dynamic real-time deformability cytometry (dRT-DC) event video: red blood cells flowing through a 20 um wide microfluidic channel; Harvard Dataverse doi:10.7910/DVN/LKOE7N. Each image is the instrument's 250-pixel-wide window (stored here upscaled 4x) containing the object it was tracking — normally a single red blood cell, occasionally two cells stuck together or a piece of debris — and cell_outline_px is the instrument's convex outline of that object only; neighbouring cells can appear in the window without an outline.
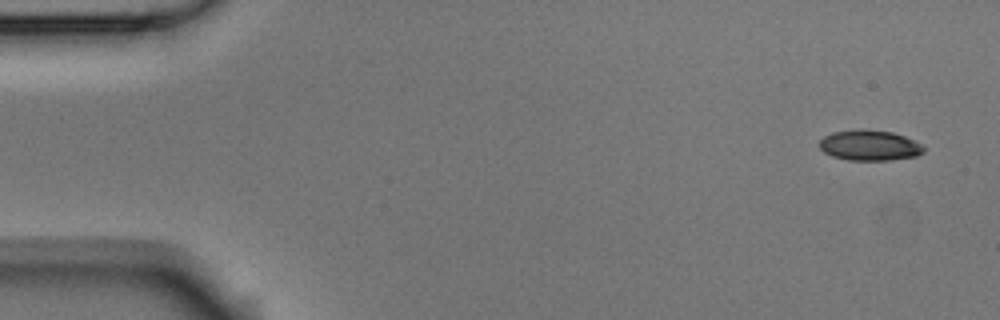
{"species": "Egyptian fruit bat (a non-hibernating species)", "species_latin": "Rousettus aegyptiacus", "temperature_condition": "room temperature", "stored_images_in_passage": 4, "camera_frame_rate_fps": 3000, "um_per_image_px": 0.085, "animal": {"sex": "male"}, "frame": {"image": 1, "passage_image": 1, "time_ms": 0.0, "image_size_px": [1000, 320], "cell_outline_px": [[924, 152], [916, 156], [888, 160], [848, 160], [832, 156], [824, 152], [820, 148], [820, 140], [824, 136], [832, 132], [856, 128], [860, 128], [892, 132], [904, 136], [924, 144]], "centroid_in_image_um": [73.92, 12.34], "position_along_channel_um": 11.1, "area_um2": 18.73}}
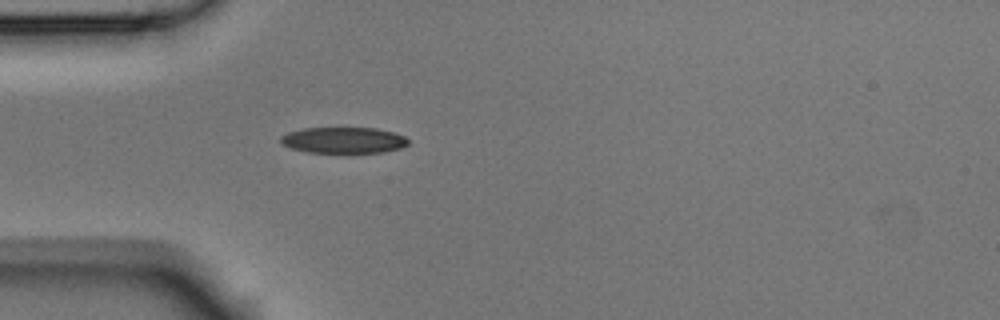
{"frame": {"image": 2, "passage_image": 4, "time_ms": 1.0, "image_size_px": [1000, 320], "cell_outline_px": [[408, 144], [400, 148], [384, 152], [348, 156], [344, 156], [308, 152], [292, 148], [284, 144], [280, 140], [280, 136], [288, 132], [304, 128], [376, 128], [392, 132], [404, 136], [408, 140]], "centroid_in_image_um": [29.22, 11.97], "position_along_channel_um": 55.8, "area_um2": 20.29}}